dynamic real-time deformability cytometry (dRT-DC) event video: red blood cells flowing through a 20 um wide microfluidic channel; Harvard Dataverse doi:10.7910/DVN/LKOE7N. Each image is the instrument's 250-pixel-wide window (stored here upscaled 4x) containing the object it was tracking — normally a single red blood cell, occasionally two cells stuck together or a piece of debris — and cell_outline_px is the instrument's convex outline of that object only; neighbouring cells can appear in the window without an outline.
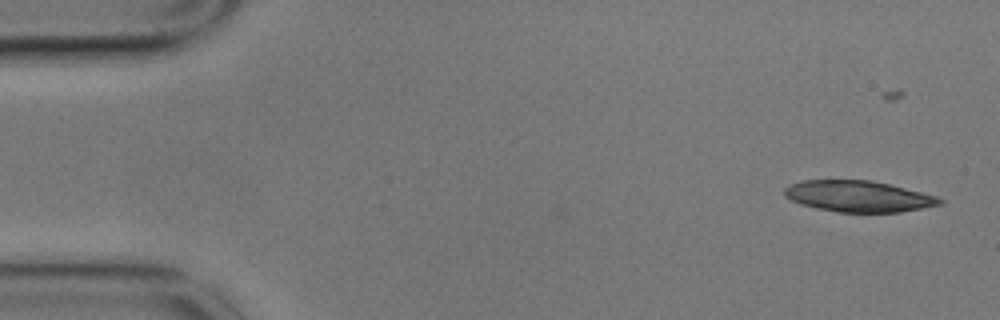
{"species": "common noctule bat (a hibernating species)", "species_latin": "Nyctalus noctula", "temperature_condition": "cold", "stored_images_in_passage": 45, "segment_of_instrument_passage": [1, 2], "camera_frame_rate_fps": 3000, "um_per_image_px": 0.085, "animal": {"sex": "male", "body_mass_g": 17.9}, "frame": {"image": 1, "passage_image": 4, "time_ms": 1.0, "image_size_px": [1000, 320], "cell_outline_px": [[944, 204], [900, 212], [836, 212], [816, 208], [800, 204], [784, 196], [784, 188], [788, 184], [804, 180], [872, 180], [936, 196], [944, 200]], "centroid_in_image_um": [72.94, 16.69], "position_along_channel_um": 12.1, "area_um2": 28.21}}